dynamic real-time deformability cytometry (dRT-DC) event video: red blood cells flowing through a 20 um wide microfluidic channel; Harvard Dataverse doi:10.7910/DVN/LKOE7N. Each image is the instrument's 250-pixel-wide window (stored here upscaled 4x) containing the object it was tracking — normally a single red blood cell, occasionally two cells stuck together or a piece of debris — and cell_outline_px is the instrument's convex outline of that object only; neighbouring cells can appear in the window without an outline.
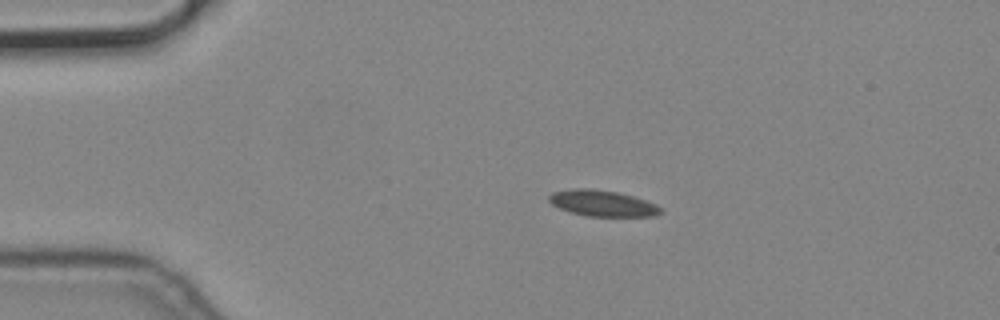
{"species": "common noctule bat (a hibernating species)", "species_latin": "Nyctalus noctula", "temperature_condition": "cold", "stored_images_in_passage": 10, "camera_frame_rate_fps": 3000, "um_per_image_px": 0.085, "animal": {"sex": "male", "body_mass_g": 19.2, "forearm_length_mm": 51.8}, "frame": {"image": 1, "passage_image": 2, "time_ms": 0.333, "image_size_px": [1000, 320], "cell_outline_px": [[660, 212], [656, 216], [588, 216], [572, 212], [560, 208], [552, 204], [548, 200], [548, 196], [552, 192], [576, 188], [588, 188], [616, 192], [632, 196], [656, 204], [660, 208]], "centroid_in_image_um": [51.18, 17.27], "position_along_channel_um": 33.8, "area_um2": 16.65}}
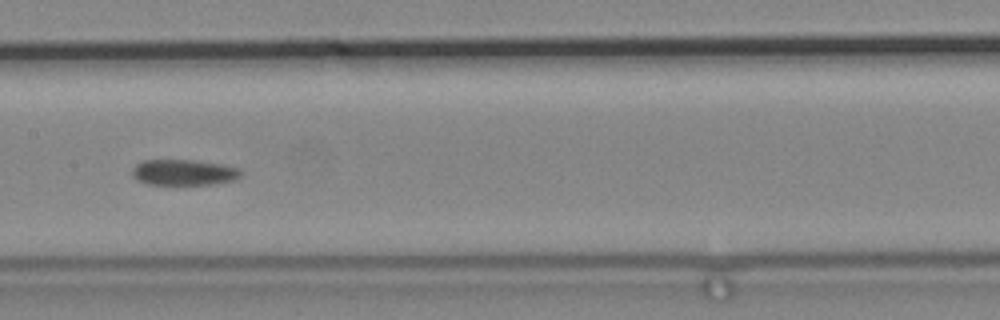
{"frame": {"image": 2, "passage_image": 7, "time_ms": 2.0, "image_size_px": [1000, 320], "cell_outline_px": [[244, 172], [236, 180], [212, 184], [148, 184], [136, 180], [132, 176], [132, 168], [136, 164], [144, 160], [192, 160], [220, 164], [240, 168]], "centroid_in_image_um": [15.63, 14.65], "position_along_channel_um": 191.8, "area_um2": 16.42}}
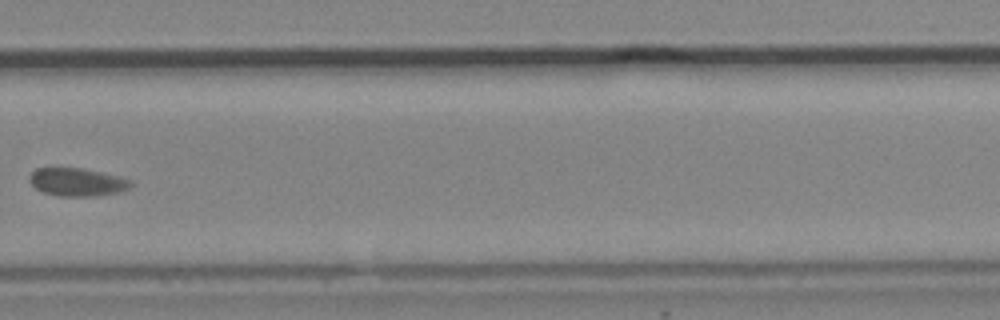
{"frame": {"image": 3, "passage_image": 10, "time_ms": 3.0, "image_size_px": [1000, 320], "cell_outline_px": [[132, 184], [128, 188], [120, 192], [96, 196], [56, 196], [44, 192], [36, 188], [28, 180], [28, 176], [36, 168], [52, 164], [56, 164], [84, 168], [120, 176], [132, 180]], "centroid_in_image_um": [6.5, 15.41], "position_along_channel_um": 323.3, "area_um2": 17.46}}